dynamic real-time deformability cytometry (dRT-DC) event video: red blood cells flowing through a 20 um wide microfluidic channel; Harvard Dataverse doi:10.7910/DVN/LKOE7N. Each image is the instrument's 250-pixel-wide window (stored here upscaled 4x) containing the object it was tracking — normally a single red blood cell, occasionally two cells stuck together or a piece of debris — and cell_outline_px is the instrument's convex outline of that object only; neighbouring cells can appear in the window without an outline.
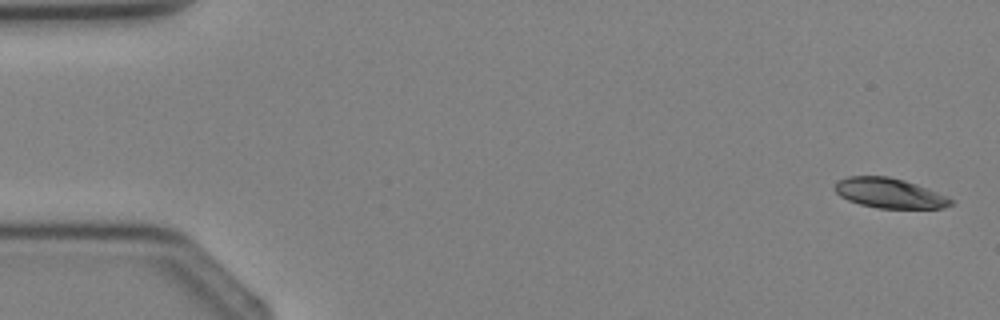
{"species": "Egyptian fruit bat (a non-hibernating species)", "species_latin": "Rousettus aegyptiacus", "temperature_condition": "cold", "stored_images_in_passage": 3, "camera_frame_rate_fps": 3000, "um_per_image_px": 0.085, "animal": {"sex": "female"}, "frame": {"image": 1, "passage_image": 1, "time_ms": 0.0, "image_size_px": [1000, 320], "cell_outline_px": [[952, 204], [944, 208], [876, 208], [860, 204], [848, 200], [840, 196], [832, 188], [836, 180], [848, 176], [888, 176], [904, 180], [928, 188], [948, 196], [952, 200]], "centroid_in_image_um": [75.57, 16.41], "position_along_channel_um": 9.4, "area_um2": 20.4}}